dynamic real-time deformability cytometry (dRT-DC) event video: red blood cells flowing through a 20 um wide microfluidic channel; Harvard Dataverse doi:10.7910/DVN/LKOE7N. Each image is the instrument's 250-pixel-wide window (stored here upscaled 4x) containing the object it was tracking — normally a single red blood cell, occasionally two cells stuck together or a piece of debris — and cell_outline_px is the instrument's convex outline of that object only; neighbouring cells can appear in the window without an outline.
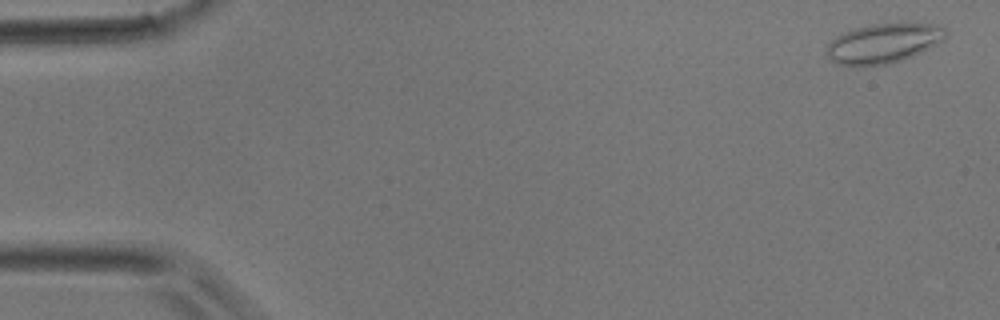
{"species": "common noctule bat (a hibernating species)", "species_latin": "Nyctalus noctula", "temperature_condition": "room temperature", "stored_images_in_passage": 4, "camera_frame_rate_fps": 3000, "um_per_image_px": 0.085, "animal": {"sex": "male", "body_mass_g": 17.9}, "frame": {"image": 1, "passage_image": 1, "time_ms": 0.0, "image_size_px": [1000, 320], "cell_outline_px": [[948, 32], [944, 40], [912, 56], [888, 64], [860, 68], [836, 64], [824, 52], [828, 44], [836, 36], [856, 28], [872, 24], [900, 20], [932, 24], [944, 28]], "centroid_in_image_um": [75.08, 3.67], "position_along_channel_um": 9.9, "area_um2": 28.38}}